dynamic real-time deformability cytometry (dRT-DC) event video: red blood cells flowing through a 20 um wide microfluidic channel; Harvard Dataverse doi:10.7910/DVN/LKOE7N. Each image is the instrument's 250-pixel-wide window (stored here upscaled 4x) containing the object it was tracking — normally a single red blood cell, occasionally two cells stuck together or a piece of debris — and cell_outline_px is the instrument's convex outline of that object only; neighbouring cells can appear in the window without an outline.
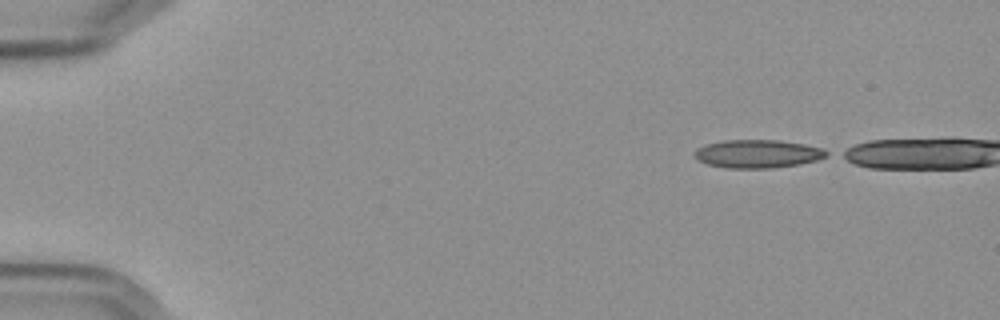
{"species": "Egyptian fruit bat (a non-hibernating species)", "species_latin": "Rousettus aegyptiacus", "temperature_condition": "cold", "stored_images_in_passage": 3, "camera_frame_rate_fps": 3000, "um_per_image_px": 0.085, "frame": {"image": 1, "passage_image": 1, "time_ms": 0.0, "image_size_px": [1000, 320], "cell_outline_px": [[832, 152], [828, 156], [816, 160], [800, 164], [772, 168], [728, 168], [708, 164], [700, 160], [696, 156], [696, 148], [708, 144], [724, 140], [780, 140], [804, 144], [824, 148]], "centroid_in_image_um": [64.5, 13.07], "position_along_channel_um": 20.5, "area_um2": 21.68}}